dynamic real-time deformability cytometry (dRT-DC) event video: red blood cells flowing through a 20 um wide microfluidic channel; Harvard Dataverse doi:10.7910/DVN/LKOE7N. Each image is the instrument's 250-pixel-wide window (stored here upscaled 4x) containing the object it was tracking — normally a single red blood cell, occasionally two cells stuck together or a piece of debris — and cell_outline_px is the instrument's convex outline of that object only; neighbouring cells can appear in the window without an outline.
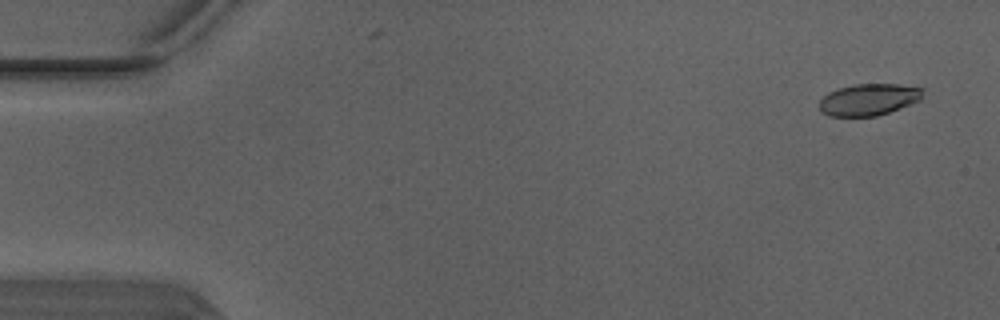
{"species": "Egyptian fruit bat (a non-hibernating species)", "species_latin": "Rousettus aegyptiacus", "temperature_condition": "warm", "stored_images_in_passage": 5, "camera_frame_rate_fps": 3000, "um_per_image_px": 0.085, "animal": {"sex": "male"}, "frame": {"image": 1, "passage_image": 1, "time_ms": 0.0, "image_size_px": [1000, 320], "cell_outline_px": [[924, 96], [920, 100], [900, 108], [876, 116], [828, 116], [820, 112], [820, 100], [828, 92], [852, 84], [900, 84], [924, 88]], "centroid_in_image_um": [73.86, 8.45], "position_along_channel_um": 11.1, "area_um2": 19.25}}